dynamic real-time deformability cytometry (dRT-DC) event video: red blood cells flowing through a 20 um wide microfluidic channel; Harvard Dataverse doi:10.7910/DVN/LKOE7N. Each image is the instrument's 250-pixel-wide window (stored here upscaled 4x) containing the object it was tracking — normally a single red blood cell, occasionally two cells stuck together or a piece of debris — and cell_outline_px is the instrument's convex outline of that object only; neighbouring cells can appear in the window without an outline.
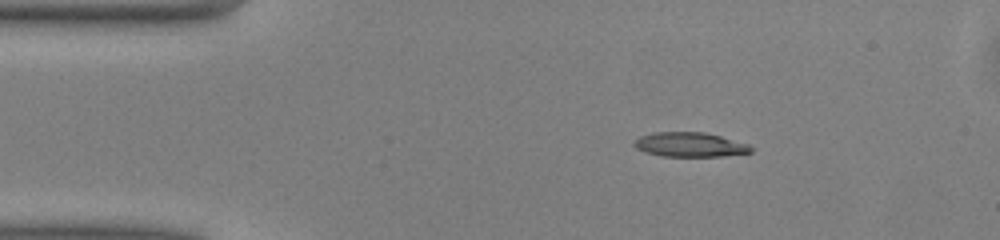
{"species": "common noctule bat (a hibernating species)", "species_latin": "Nyctalus noctula", "temperature_condition": "warm", "stored_images_in_passage": 43, "camera_frame_rate_fps": 3000, "um_per_image_px": 0.085, "animal": {"sex": "male", "body_mass_g": 13.0, "forearm_length_mm": 53.1}, "frame": {"image": 1, "passage_image": 1, "time_ms": 0.0, "image_size_px": [1000, 240], "cell_outline_px": [[752, 152], [724, 156], [660, 156], [644, 152], [636, 148], [632, 144], [632, 140], [640, 136], [652, 132], [704, 132], [720, 136], [748, 144], [752, 148]], "centroid_in_image_um": [58.58, 12.29], "position_along_channel_um": 26.4, "area_um2": 16.76}}
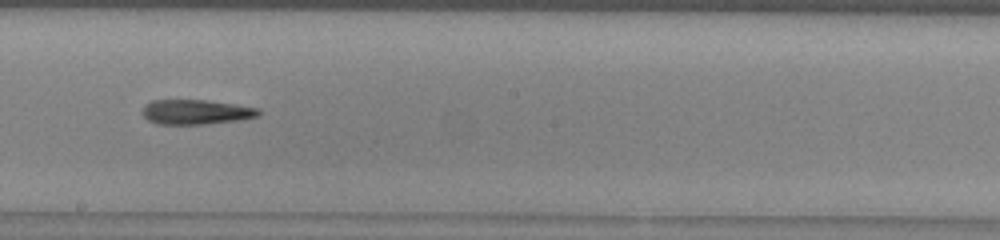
{"frame": {"image": 2, "passage_image": 20, "time_ms": 6.333, "image_size_px": [1000, 240], "cell_outline_px": [[260, 112], [256, 116], [240, 120], [204, 124], [156, 124], [148, 120], [144, 116], [144, 104], [152, 100], [204, 100], [236, 104], [260, 108]], "centroid_in_image_um": [16.66, 9.51], "position_along_channel_um": 231.5, "area_um2": 16.7}}
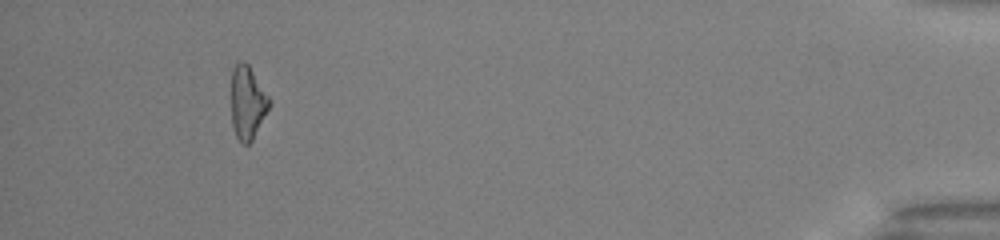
{"frame": {"image": 3, "passage_image": 39, "time_ms": 12.667, "image_size_px": [1000, 240], "cell_outline_px": [[272, 104], [252, 140], [248, 144], [244, 144], [236, 136], [232, 124], [232, 68], [240, 60], [244, 60], [248, 64], [272, 100]], "centroid_in_image_um": [21.06, 8.69], "position_along_channel_um": 414.1, "area_um2": 16.3}, "authors_computed_cell_mechanics": {"area_um2": 17.1666, "velocity_mm_per_s": 4.0912, "shape_relaxation_time_tau1_ms": 7.3679, "shape_relaxation_time_tau2_ms": null, "deformation_change_tau1": 0.2144, "deformation_change_tau2": null}}